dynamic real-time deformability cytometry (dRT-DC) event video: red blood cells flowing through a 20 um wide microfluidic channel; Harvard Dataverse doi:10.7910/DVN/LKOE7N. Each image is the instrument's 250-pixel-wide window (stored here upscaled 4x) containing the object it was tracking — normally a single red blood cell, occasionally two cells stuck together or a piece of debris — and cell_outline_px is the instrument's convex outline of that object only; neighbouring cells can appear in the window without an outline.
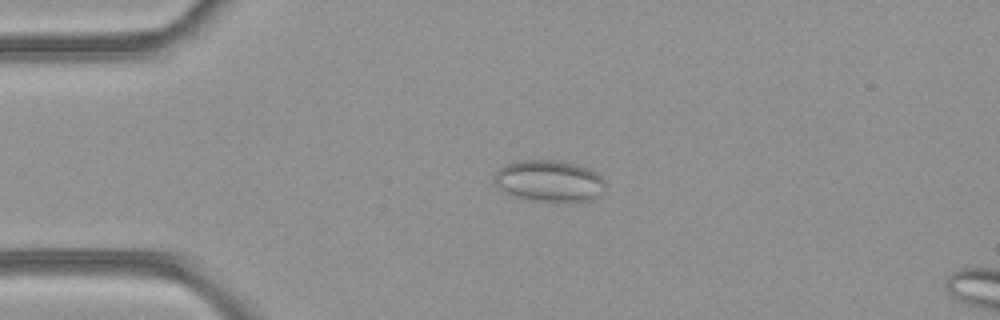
{"species": "common noctule bat (a hibernating species)", "species_latin": "Nyctalus noctula", "temperature_condition": "room temperature", "stored_images_in_passage": 40, "camera_frame_rate_fps": 3000, "um_per_image_px": 0.085, "animal": {"sex": "female", "body_mass_g": 21.9}, "frame": {"image": 1, "passage_image": 1, "time_ms": 0.0, "image_size_px": [1000, 320], "cell_outline_px": [[604, 192], [600, 196], [588, 200], [532, 200], [516, 196], [500, 188], [496, 184], [492, 176], [504, 164], [516, 160], [556, 160], [588, 168], [600, 176], [604, 180]], "centroid_in_image_um": [46.66, 15.35], "position_along_channel_um": 38.3, "area_um2": 26.36}}
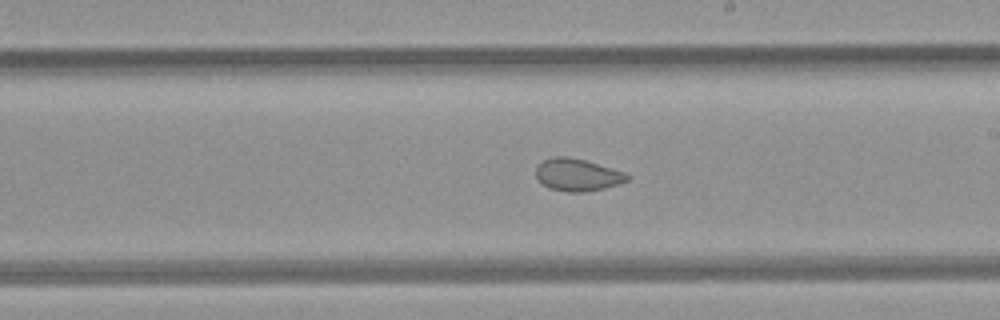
{"frame": {"image": 2, "passage_image": 18, "time_ms": 5.667, "image_size_px": [1000, 320], "cell_outline_px": [[632, 176], [628, 180], [604, 188], [584, 192], [568, 192], [548, 188], [536, 176], [536, 168], [544, 160], [552, 156], [568, 156], [584, 160], [624, 172]], "centroid_in_image_um": [49.08, 14.86], "position_along_channel_um": 239.9, "area_um2": 16.99}}
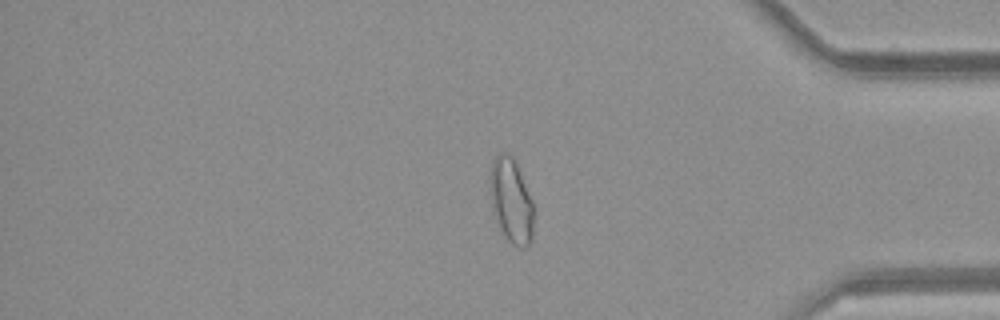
{"frame": {"image": 3, "passage_image": 31, "time_ms": 10.0, "image_size_px": [1000, 320], "cell_outline_px": [[536, 212], [532, 240], [524, 248], [520, 248], [512, 244], [504, 236], [496, 220], [492, 208], [492, 164], [496, 156], [500, 152], [508, 152], [512, 156], [516, 164], [536, 208]], "centroid_in_image_um": [43.53, 17.13], "position_along_channel_um": 391.7, "area_um2": 21.44}, "authors_computed_cell_mechanics": {"area_um2": 19.363, "velocity_mm_per_s": 4.105, "shape_relaxation_time_tau1_ms": null, "shape_relaxation_time_tau2_ms": 2.2238, "deformation_change_tau1": null, "deformation_change_tau2": 0.0672}}